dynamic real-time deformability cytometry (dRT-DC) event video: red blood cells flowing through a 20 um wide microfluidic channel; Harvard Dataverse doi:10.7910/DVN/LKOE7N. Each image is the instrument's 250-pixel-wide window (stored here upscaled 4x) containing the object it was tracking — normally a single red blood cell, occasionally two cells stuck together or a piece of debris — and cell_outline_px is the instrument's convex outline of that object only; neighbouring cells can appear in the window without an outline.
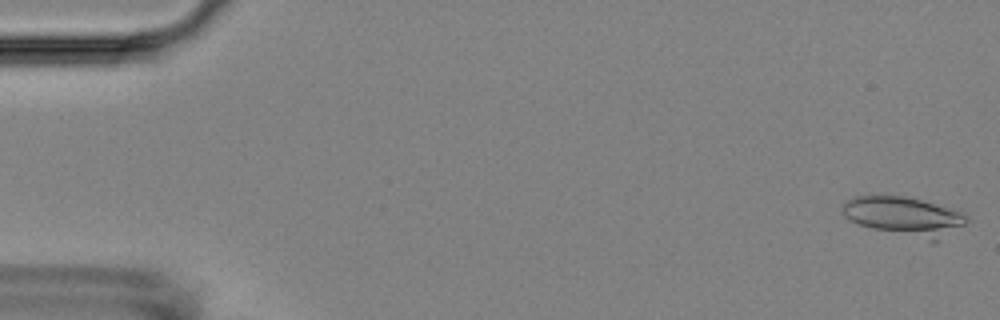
{"species": "Egyptian fruit bat (a non-hibernating species)", "species_latin": "Rousettus aegyptiacus", "temperature_condition": "room temperature", "stored_images_in_passage": 11, "camera_frame_rate_fps": 3000, "um_per_image_px": 0.085, "animal": {"sex": "female"}, "frame": {"image": 1, "passage_image": 1, "time_ms": 0.0, "image_size_px": [1000, 320], "cell_outline_px": [[968, 220], [964, 224], [940, 240], [932, 244], [872, 228], [848, 220], [840, 212], [844, 204], [852, 196], [904, 196], [920, 200], [960, 212], [968, 216]], "centroid_in_image_um": [76.84, 18.43], "position_along_channel_um": 8.2, "area_um2": 28.26}}
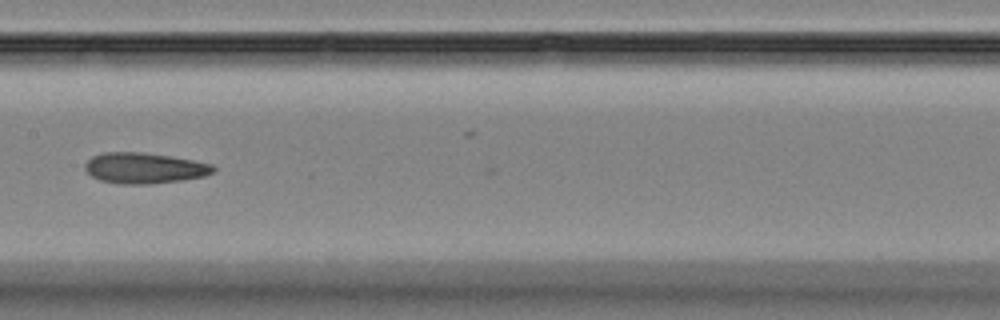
{"frame": {"image": 2, "passage_image": 8, "time_ms": 9.0, "image_size_px": [1000, 320], "cell_outline_px": [[216, 172], [204, 176], [180, 180], [152, 184], [120, 184], [100, 180], [92, 176], [84, 168], [84, 164], [92, 156], [104, 152], [144, 152], [192, 160], [212, 164], [216, 168]], "centroid_in_image_um": [12.27, 14.29], "position_along_channel_um": 195.1, "area_um2": 23.0}}
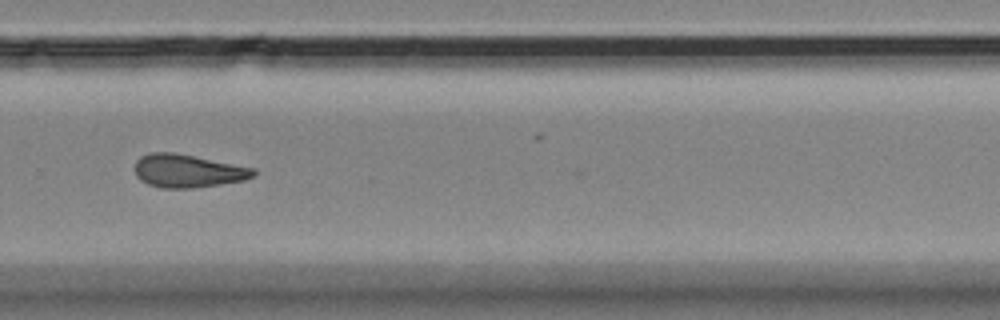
{"frame": {"image": 3, "passage_image": 11, "time_ms": 12.333, "image_size_px": [1000, 320], "cell_outline_px": [[256, 176], [244, 180], [220, 184], [192, 188], [160, 188], [148, 184], [140, 180], [136, 176], [136, 160], [140, 156], [152, 152], [172, 152], [252, 168], [256, 172]], "centroid_in_image_um": [15.92, 14.54], "position_along_channel_um": 313.9, "area_um2": 22.6}}